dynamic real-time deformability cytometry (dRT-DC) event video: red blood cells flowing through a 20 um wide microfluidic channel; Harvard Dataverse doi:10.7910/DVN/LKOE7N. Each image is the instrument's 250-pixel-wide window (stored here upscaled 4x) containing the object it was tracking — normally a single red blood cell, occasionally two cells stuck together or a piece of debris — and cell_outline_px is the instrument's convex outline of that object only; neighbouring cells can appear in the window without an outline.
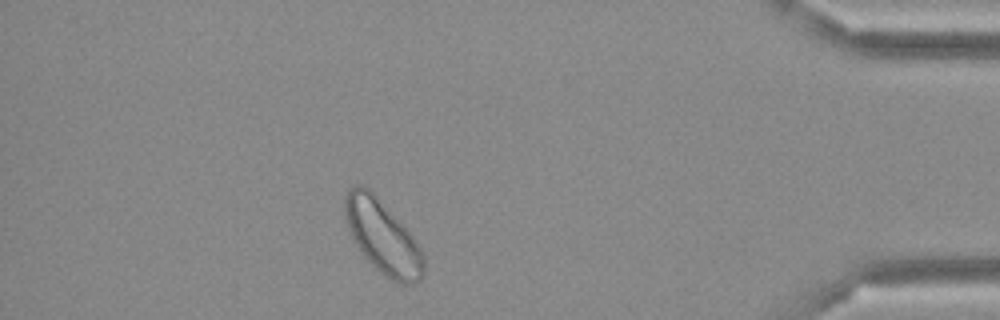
{"species": "Egyptian fruit bat (a non-hibernating species)", "species_latin": "Rousettus aegyptiacus", "temperature_condition": "cold", "stored_images_in_passage": 40, "camera_frame_rate_fps": 3000, "um_per_image_px": 0.085, "frame": {"image": 1, "passage_image": 34, "time_ms": 11.0, "image_size_px": [1000, 320], "cell_outline_px": [[424, 276], [416, 284], [400, 284], [384, 276], [360, 252], [344, 220], [344, 196], [348, 188], [356, 184], [364, 184], [376, 196], [412, 236], [420, 248], [424, 256]], "centroid_in_image_um": [32.5, 20.14], "position_along_channel_um": 402.7, "area_um2": 33.58}}